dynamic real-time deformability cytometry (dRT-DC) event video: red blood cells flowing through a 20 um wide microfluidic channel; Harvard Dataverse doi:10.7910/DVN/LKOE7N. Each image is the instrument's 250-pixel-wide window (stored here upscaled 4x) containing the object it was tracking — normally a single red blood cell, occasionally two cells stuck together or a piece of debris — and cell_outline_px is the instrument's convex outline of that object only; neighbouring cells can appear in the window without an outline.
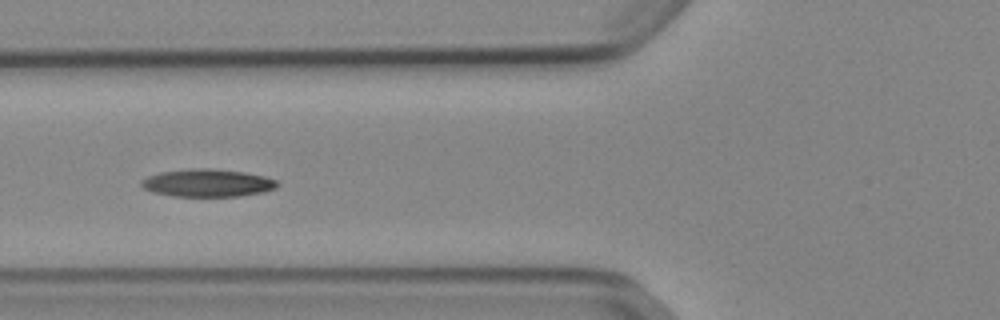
{"species": "Egyptian fruit bat (a non-hibernating species)", "species_latin": "Rousettus aegyptiacus", "temperature_condition": "cold", "stored_images_in_passage": 22, "camera_frame_rate_fps": 3000, "um_per_image_px": 0.085, "animal": {"sex": "female"}, "frame": {"image": 1, "passage_image": 10, "time_ms": 3.0, "image_size_px": [1000, 320], "cell_outline_px": [[280, 184], [276, 188], [264, 192], [240, 196], [172, 196], [152, 192], [144, 188], [140, 184], [140, 180], [148, 176], [160, 172], [188, 168], [216, 168], [244, 172], [264, 176], [276, 180]], "centroid_in_image_um": [17.64, 15.54], "position_along_channel_um": 108.2, "area_um2": 22.2}}